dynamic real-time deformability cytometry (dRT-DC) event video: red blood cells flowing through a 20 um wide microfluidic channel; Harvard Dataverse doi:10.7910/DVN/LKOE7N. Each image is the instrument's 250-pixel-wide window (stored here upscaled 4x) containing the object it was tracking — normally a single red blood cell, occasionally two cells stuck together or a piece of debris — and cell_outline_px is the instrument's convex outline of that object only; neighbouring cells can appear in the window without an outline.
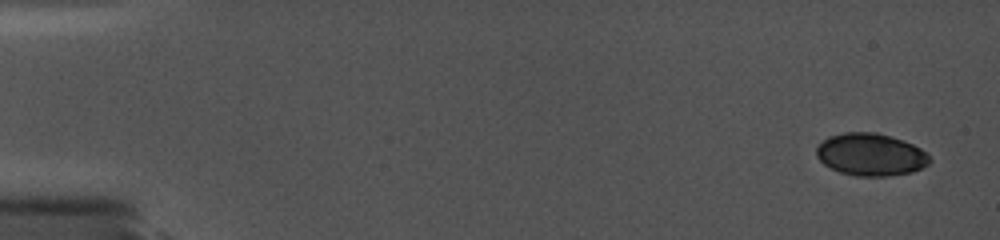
{"species": "common noctule bat (a hibernating species)", "species_latin": "Nyctalus noctula", "temperature_condition": "cold", "stored_images_in_passage": 6, "camera_frame_rate_fps": 5000, "um_per_image_px": 0.085, "animal": {"sex": "female", "body_mass_g": 19.0, "forearm_length_mm": 56.7}, "frame": {"image": 1, "passage_image": 1, "time_ms": 0.0, "image_size_px": [1000, 240], "cell_outline_px": [[932, 160], [928, 164], [912, 172], [888, 176], [856, 176], [840, 172], [824, 164], [816, 156], [816, 148], [828, 136], [844, 132], [876, 132], [904, 140], [920, 148]], "centroid_in_image_um": [74.0, 13.13], "position_along_channel_um": 11.0, "area_um2": 27.92}}
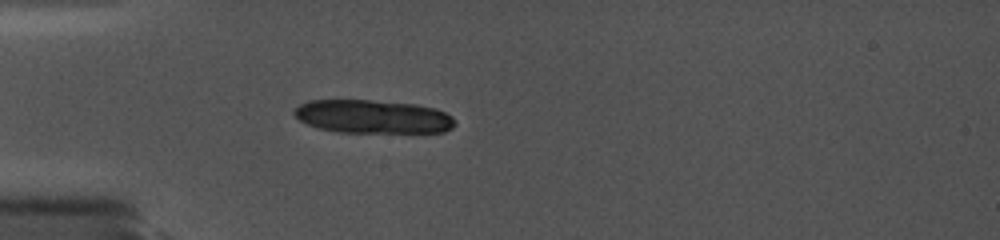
{"frame": {"image": 2, "passage_image": 6, "time_ms": 4.8, "image_size_px": [1000, 240], "cell_outline_px": [[456, 124], [452, 128], [444, 132], [340, 132], [320, 128], [308, 124], [300, 120], [292, 112], [300, 104], [308, 100], [368, 100], [416, 104], [436, 108], [452, 116]], "centroid_in_image_um": [31.71, 9.91], "position_along_channel_um": 53.3, "area_um2": 31.21}}